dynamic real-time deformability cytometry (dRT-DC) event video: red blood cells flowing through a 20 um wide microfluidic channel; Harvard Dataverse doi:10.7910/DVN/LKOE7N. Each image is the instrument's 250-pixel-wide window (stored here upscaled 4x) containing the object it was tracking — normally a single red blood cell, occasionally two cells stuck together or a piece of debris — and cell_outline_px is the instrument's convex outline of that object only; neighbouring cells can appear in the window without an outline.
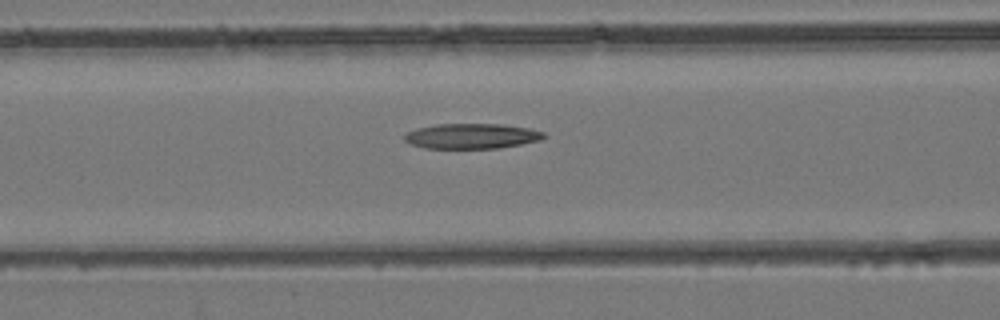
{"species": "common noctule bat (a hibernating species)", "species_latin": "Nyctalus noctula", "temperature_condition": "room temperature", "stored_images_in_passage": 42, "camera_frame_rate_fps": 3000, "um_per_image_px": 0.085, "animal": {"sex": "female", "body_mass_g": 24.6, "forearm_length_mm": 56.2}, "frame": {"image": 1, "passage_image": 17, "time_ms": 5.333, "image_size_px": [1000, 320], "cell_outline_px": [[548, 136], [540, 140], [500, 148], [424, 148], [412, 144], [404, 140], [404, 136], [408, 132], [416, 128], [436, 124], [504, 124], [528, 128], [544, 132]], "centroid_in_image_um": [40.11, 11.56], "position_along_channel_um": 126.5, "area_um2": 20.46}}
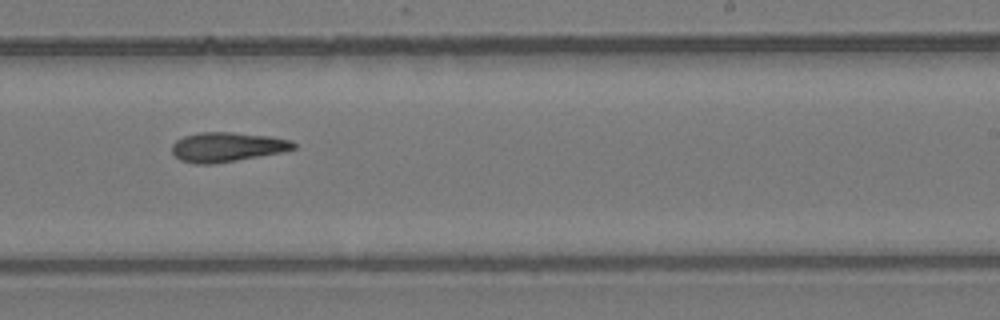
{"frame": {"image": 2, "passage_image": 26, "time_ms": 8.333, "image_size_px": [1000, 320], "cell_outline_px": [[296, 148], [284, 152], [212, 164], [196, 164], [180, 160], [172, 152], [172, 144], [176, 140], [184, 136], [200, 132], [232, 132], [268, 136], [292, 140], [296, 144]], "centroid_in_image_um": [19.31, 12.49], "position_along_channel_um": 269.7, "area_um2": 20.92}}
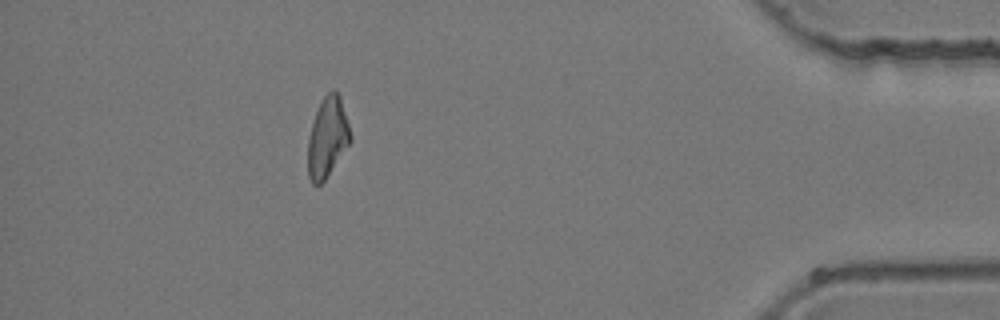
{"frame": {"image": 3, "passage_image": 38, "time_ms": 12.333, "image_size_px": [1000, 320], "cell_outline_px": [[352, 140], [324, 180], [320, 184], [312, 184], [308, 176], [308, 136], [320, 100], [332, 88], [336, 88], [340, 96], [352, 136]], "centroid_in_image_um": [27.83, 11.63], "position_along_channel_um": 407.4, "area_um2": 19.83}}